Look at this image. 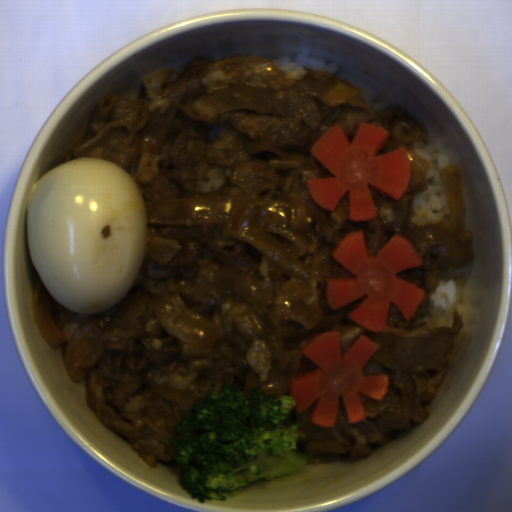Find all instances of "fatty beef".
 <instances>
[{
	"label": "fatty beef",
	"instance_id": "8fa450e3",
	"mask_svg": "<svg viewBox=\"0 0 512 512\" xmlns=\"http://www.w3.org/2000/svg\"><path fill=\"white\" fill-rule=\"evenodd\" d=\"M273 59L203 56L156 70L132 95H106L63 162L99 157L126 170L145 206L146 238L181 245L167 263L143 256L130 290L102 313L66 309L47 290L71 381L85 382L91 410L151 468L179 475L174 425L213 384L245 376L246 390L292 397V378L319 368L303 350L324 332L339 331L341 357L360 336L375 344L361 371L387 374V389L382 401L360 395L366 416L357 422L339 396L335 427L313 424V403L296 409L285 424H298L306 463L363 457L421 423L455 356L462 314L435 328L422 319L438 283L474 251L469 231L413 222L431 167L415 152L426 126L393 103L370 109L339 76L307 68L289 79ZM237 87L275 90L288 112L206 119L193 110L197 98ZM360 123L389 133L377 155L404 147L411 160L399 200L371 187L377 215L364 222L348 220L347 192L333 212L306 188V179L334 176L312 144L338 124L351 142ZM360 231L370 255L397 233L421 255L424 264L398 273L423 289L411 321L390 303L388 327L372 332L348 316L366 296L326 303L329 278H356L332 252Z\"/></svg>",
	"mask_w": 512,
	"mask_h": 512
}]
</instances>
